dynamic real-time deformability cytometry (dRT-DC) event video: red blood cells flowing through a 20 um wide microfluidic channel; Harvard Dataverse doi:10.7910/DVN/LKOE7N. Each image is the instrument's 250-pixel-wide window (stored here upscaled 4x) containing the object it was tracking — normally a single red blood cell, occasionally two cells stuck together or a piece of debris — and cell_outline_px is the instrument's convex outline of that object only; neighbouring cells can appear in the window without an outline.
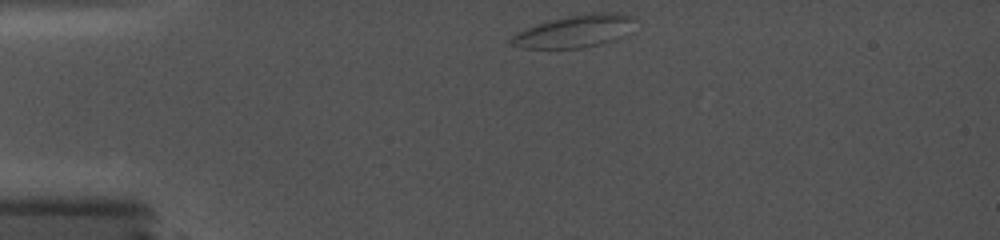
{"species": "common noctule bat (a hibernating species)", "species_latin": "Nyctalus noctula", "temperature_condition": "cold", "stored_images_in_passage": 8, "camera_frame_rate_fps": 5000, "um_per_image_px": 0.085, "animal": {"sex": "female", "body_mass_g": 19.0, "forearm_length_mm": 56.7}, "frame": {"image": 1, "passage_image": 1, "time_ms": 0.0, "image_size_px": [1000, 240], "cell_outline_px": [[632, 20], [628, 36], [600, 44], [580, 48], [524, 48], [512, 44], [508, 40], [516, 32], [536, 24], [568, 16], [596, 12], [620, 12], [632, 16]], "centroid_in_image_um": [48.86, 2.66], "position_along_channel_um": 36.1, "area_um2": 23.29}}
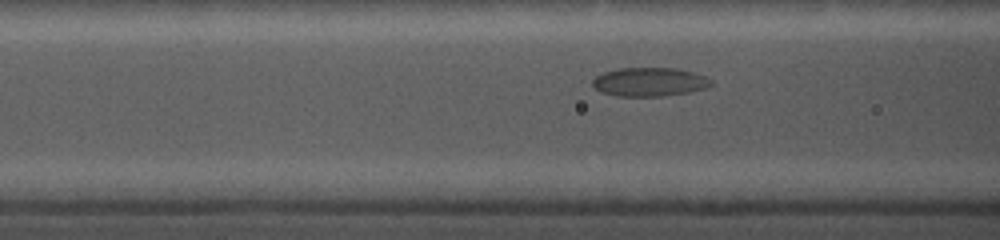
{"frame": {"image": 2, "passage_image": 8, "time_ms": 3.4, "image_size_px": [1000, 240], "cell_outline_px": [[712, 84], [704, 88], [688, 92], [664, 96], [616, 96], [600, 92], [592, 84], [592, 80], [596, 76], [604, 72], [620, 68], [676, 68], [692, 72], [704, 76], [712, 80]], "centroid_in_image_um": [55.18, 6.96], "position_along_channel_um": 111.4, "area_um2": 19.77}}